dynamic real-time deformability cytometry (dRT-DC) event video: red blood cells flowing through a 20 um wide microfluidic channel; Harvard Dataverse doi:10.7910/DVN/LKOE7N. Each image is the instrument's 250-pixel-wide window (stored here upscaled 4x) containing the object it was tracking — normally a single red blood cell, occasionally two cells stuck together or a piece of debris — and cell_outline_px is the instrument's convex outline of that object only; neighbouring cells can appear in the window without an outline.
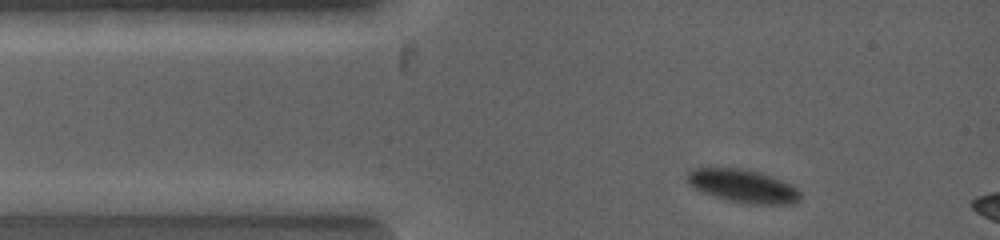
{"species": "common noctule bat (a hibernating species)", "species_latin": "Nyctalus noctula", "temperature_condition": "warm", "stored_images_in_passage": 7, "camera_frame_rate_fps": 5000, "um_per_image_px": 0.085, "animal": {"sex": "female", "body_mass_g": 19.0, "forearm_length_mm": 53.3}, "frame": {"image": 1, "passage_image": 2, "time_ms": 0.6, "image_size_px": [1000, 240], "cell_outline_px": [[800, 200], [792, 204], [748, 204], [728, 200], [700, 192], [688, 184], [688, 172], [692, 168], [740, 168], [772, 176], [792, 184], [800, 192]], "centroid_in_image_um": [63.15, 15.82], "position_along_channel_um": 21.8, "area_um2": 21.85}}
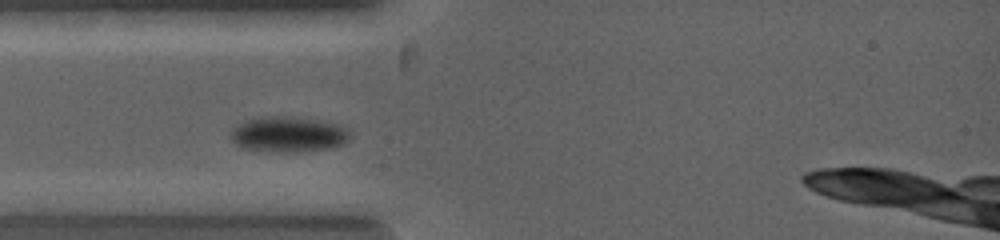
{"frame": {"image": 2, "passage_image": 4, "time_ms": 1.8, "image_size_px": [1000, 240], "cell_outline_px": [[352, 136], [344, 144], [328, 148], [296, 152], [280, 152], [248, 148], [236, 144], [232, 140], [232, 128], [236, 124], [244, 120], [264, 116], [300, 116], [320, 120], [352, 128]], "centroid_in_image_um": [24.59, 11.38], "position_along_channel_um": 60.4, "area_um2": 25.03}}
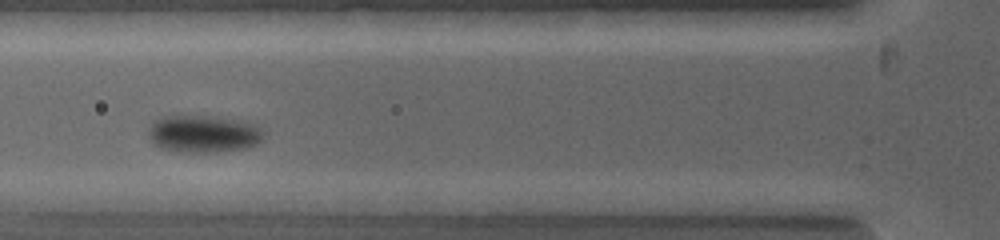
{"frame": {"image": 3, "passage_image": 5, "time_ms": 2.6, "image_size_px": [1000, 240], "cell_outline_px": [[264, 140], [244, 148], [216, 152], [184, 152], [160, 148], [148, 136], [148, 128], [152, 120], [164, 116], [208, 116], [240, 120], [256, 124], [264, 132]], "centroid_in_image_um": [17.29, 11.37], "position_along_channel_um": 108.5, "area_um2": 25.14}}